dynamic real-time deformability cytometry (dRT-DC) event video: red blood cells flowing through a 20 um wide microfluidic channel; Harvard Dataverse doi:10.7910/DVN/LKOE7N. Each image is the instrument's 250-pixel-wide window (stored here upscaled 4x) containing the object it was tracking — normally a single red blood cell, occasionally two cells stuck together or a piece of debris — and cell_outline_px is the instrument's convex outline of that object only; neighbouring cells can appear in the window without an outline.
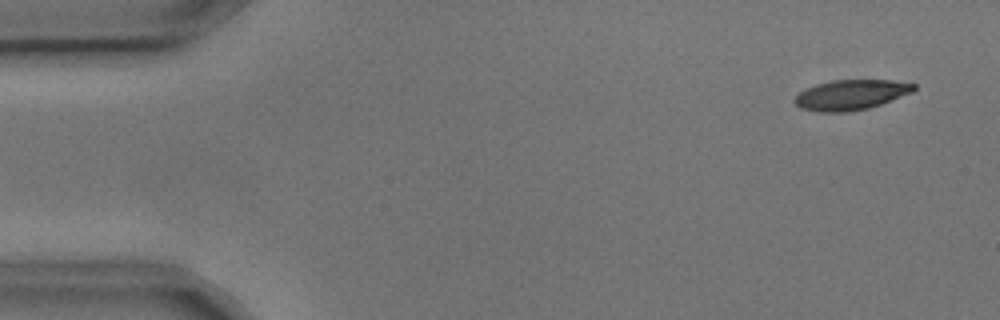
{"species": "common noctule bat (a hibernating species)", "species_latin": "Nyctalus noctula", "temperature_condition": "cold", "stored_images_in_passage": 5, "camera_frame_rate_fps": 3000, "um_per_image_px": 0.085, "animal": {"sex": "male", "body_mass_g": 17.9, "forearm_length_mm": 54.2}, "frame": {"image": 1, "passage_image": 1, "time_ms": 0.0, "image_size_px": [1000, 320], "cell_outline_px": [[916, 88], [912, 92], [880, 104], [868, 108], [848, 112], [820, 112], [800, 108], [792, 100], [804, 88], [816, 84], [832, 80], [892, 80], [916, 84]], "centroid_in_image_um": [72.3, 8.05], "position_along_channel_um": 12.7, "area_um2": 20.92}}
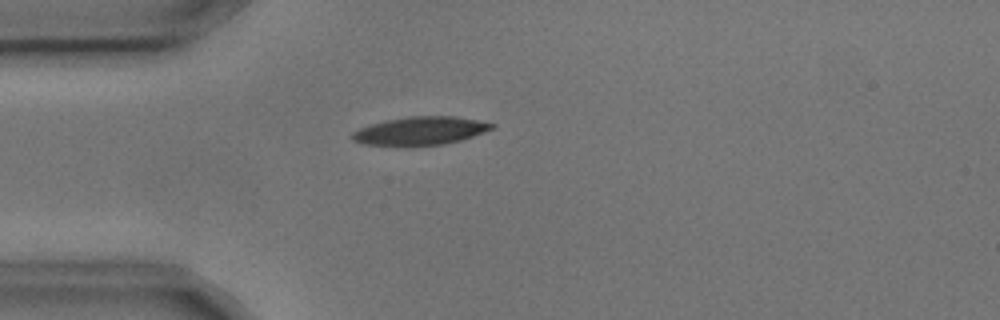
{"frame": {"image": 2, "passage_image": 4, "time_ms": 1.0, "image_size_px": [1000, 320], "cell_outline_px": [[496, 128], [460, 140], [444, 144], [412, 148], [364, 144], [352, 140], [348, 136], [352, 132], [360, 128], [372, 124], [388, 120], [408, 116], [452, 116], [476, 120], [496, 124]], "centroid_in_image_um": [35.69, 11.16], "position_along_channel_um": 49.3, "area_um2": 23.52}}